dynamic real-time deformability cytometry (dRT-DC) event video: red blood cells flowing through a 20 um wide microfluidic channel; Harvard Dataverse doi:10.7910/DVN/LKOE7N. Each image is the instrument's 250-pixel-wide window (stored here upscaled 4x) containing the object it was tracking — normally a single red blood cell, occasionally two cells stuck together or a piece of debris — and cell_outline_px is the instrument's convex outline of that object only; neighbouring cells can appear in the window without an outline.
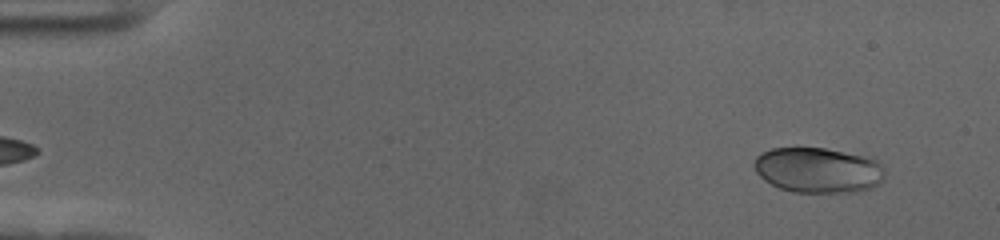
{"species": "human", "species_latin": "Homo sapiens", "temperature_condition": "cold", "stored_images_in_passage": 57, "camera_frame_rate_fps": 3000, "um_per_image_px": 0.085, "donor": {"sex": "female"}, "frame": {"image": 1, "passage_image": 4, "time_ms": 1.0, "image_size_px": [1000, 240], "cell_outline_px": [[884, 176], [880, 184], [872, 188], [856, 192], [792, 192], [780, 188], [764, 180], [756, 172], [752, 164], [756, 156], [760, 152], [772, 148], [824, 148], [860, 156], [876, 160], [884, 168]], "centroid_in_image_um": [69.5, 14.47], "position_along_channel_um": 15.5, "area_um2": 34.51}}
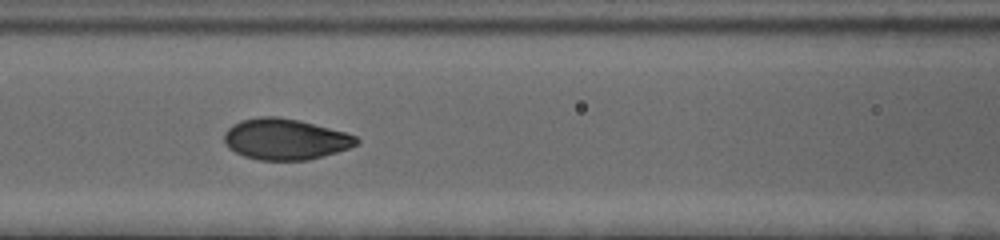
{"frame": {"image": 2, "passage_image": 25, "time_ms": 8.0, "image_size_px": [1000, 240], "cell_outline_px": [[360, 140], [356, 144], [348, 148], [336, 152], [308, 160], [260, 160], [244, 156], [228, 148], [224, 140], [224, 132], [232, 124], [240, 120], [260, 116], [280, 116], [300, 120], [344, 132], [356, 136]], "centroid_in_image_um": [24.21, 11.82], "position_along_channel_um": 142.4, "area_um2": 31.62}}
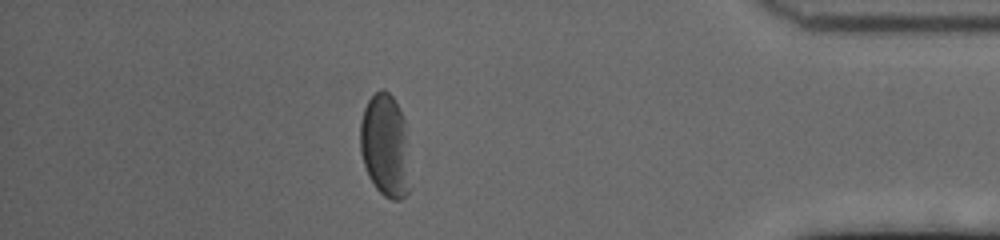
{"frame": {"image": 3, "passage_image": 50, "time_ms": 16.333, "image_size_px": [1000, 240], "cell_outline_px": [[412, 188], [400, 200], [392, 200], [384, 196], [376, 188], [368, 176], [360, 152], [360, 120], [364, 108], [368, 100], [380, 88], [384, 88], [392, 96], [404, 120]], "centroid_in_image_um": [32.75, 12.42], "position_along_channel_um": 402.5, "area_um2": 30.35}, "authors_computed_cell_mechanics": {"area_um2": 32.2524, "velocity_mm_per_s": 3.5274, "shape_relaxation_time_tau1_ms": 3.6527, "shape_relaxation_time_tau2_ms": 1.1018, "deformation_change_tau1": 0.1082, "deformation_change_tau2": 0.0476}}